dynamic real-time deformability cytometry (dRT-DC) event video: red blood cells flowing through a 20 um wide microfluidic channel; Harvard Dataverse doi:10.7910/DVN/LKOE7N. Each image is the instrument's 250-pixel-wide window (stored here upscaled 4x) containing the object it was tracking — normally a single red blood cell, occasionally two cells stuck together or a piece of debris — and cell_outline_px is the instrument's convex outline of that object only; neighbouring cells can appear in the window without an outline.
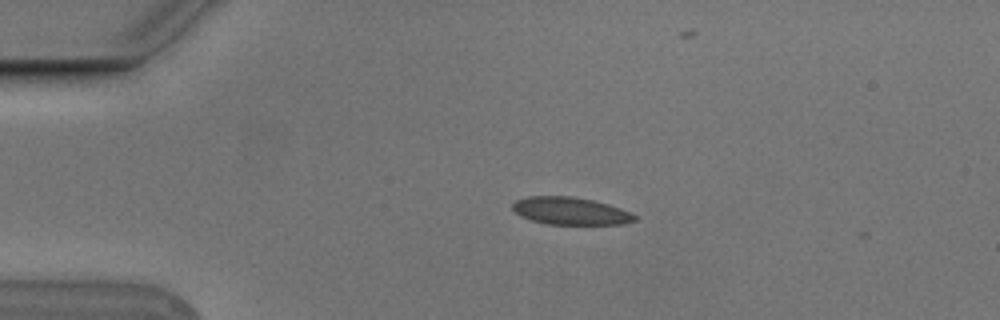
{"species": "Egyptian fruit bat (a non-hibernating species)", "species_latin": "Rousettus aegyptiacus", "temperature_condition": "cold", "stored_images_in_passage": 4, "camera_frame_rate_fps": 3000, "um_per_image_px": 0.085, "animal": {"sex": "male"}, "frame": {"image": 1, "passage_image": 2, "time_ms": 0.333, "image_size_px": [1000, 320], "cell_outline_px": [[636, 220], [624, 224], [548, 224], [532, 220], [520, 216], [512, 208], [512, 204], [516, 200], [528, 196], [572, 196], [592, 200], [608, 204], [620, 208], [636, 216]], "centroid_in_image_um": [48.47, 17.93], "position_along_channel_um": 36.5, "area_um2": 19.42}}